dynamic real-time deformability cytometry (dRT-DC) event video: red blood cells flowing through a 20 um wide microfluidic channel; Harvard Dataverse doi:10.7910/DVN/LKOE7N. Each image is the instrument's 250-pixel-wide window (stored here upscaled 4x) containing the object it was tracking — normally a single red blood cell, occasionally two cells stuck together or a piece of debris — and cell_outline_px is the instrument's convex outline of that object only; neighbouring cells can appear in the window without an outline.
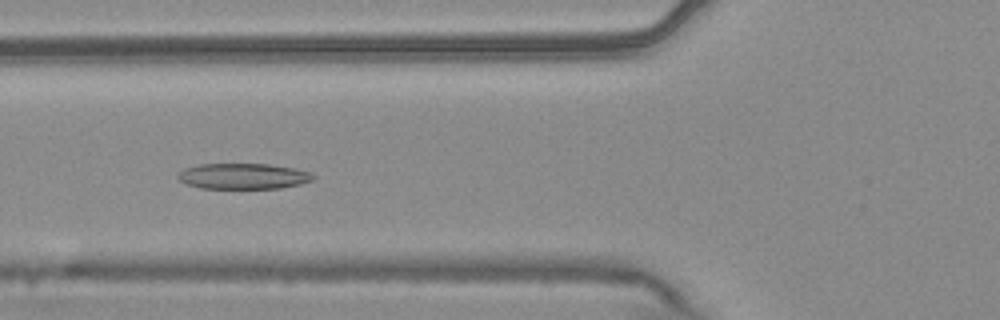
{"species": "common noctule bat (a hibernating species)", "species_latin": "Nyctalus noctula", "temperature_condition": "warm", "stored_images_in_passage": 55, "camera_frame_rate_fps": 3000, "um_per_image_px": 0.085, "animal": {"sex": "male", "body_mass_g": 20.4}, "frame": {"image": 1, "passage_image": 21, "time_ms": 6.667, "image_size_px": [1000, 320], "cell_outline_px": [[316, 176], [312, 180], [300, 184], [280, 188], [200, 188], [184, 184], [176, 176], [184, 168], [196, 164], [268, 164], [296, 168], [312, 172]], "centroid_in_image_um": [20.67, 14.97], "position_along_channel_um": 105.1, "area_um2": 20.46}}
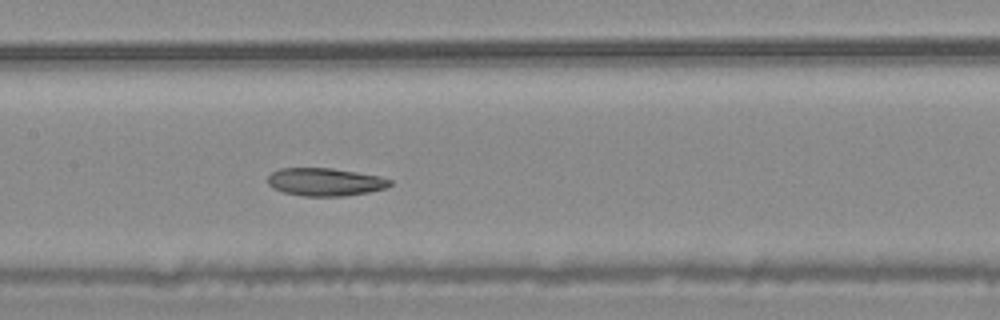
{"frame": {"image": 2, "passage_image": 27, "time_ms": 8.667, "image_size_px": [1000, 320], "cell_outline_px": [[392, 184], [388, 188], [368, 192], [344, 196], [304, 196], [284, 192], [272, 188], [268, 184], [268, 176], [272, 172], [280, 168], [332, 168], [380, 176], [392, 180]], "centroid_in_image_um": [27.65, 15.46], "position_along_channel_um": 179.7, "area_um2": 19.94}}
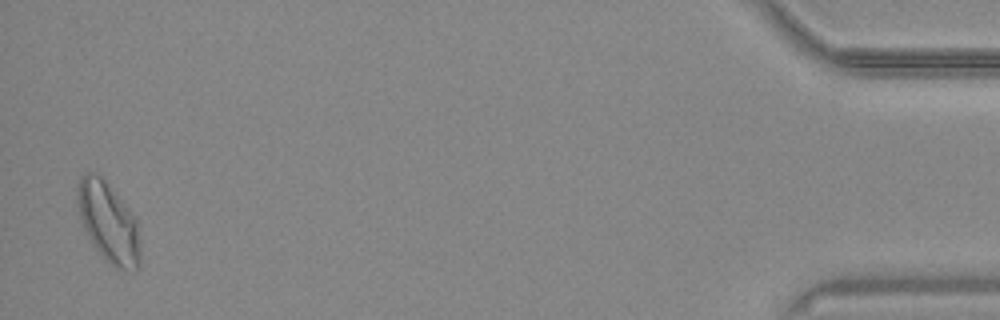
{"frame": {"image": 3, "passage_image": 54, "time_ms": 17.667, "image_size_px": [1000, 320], "cell_outline_px": [[140, 264], [136, 272], [120, 272], [104, 260], [88, 236], [84, 228], [76, 204], [76, 188], [80, 176], [88, 172], [96, 172], [104, 180], [136, 216], [140, 244]], "centroid_in_image_um": [9.23, 18.95], "position_along_channel_um": 426.0, "area_um2": 29.94}, "authors_computed_cell_mechanics": {"area_um2": 22.253, "velocity_mm_per_s": 3.7151, "shape_relaxation_time_tau1_ms": null, "shape_relaxation_time_tau2_ms": 3.4189, "deformation_change_tau1": null, "deformation_change_tau2": 0.0905}}